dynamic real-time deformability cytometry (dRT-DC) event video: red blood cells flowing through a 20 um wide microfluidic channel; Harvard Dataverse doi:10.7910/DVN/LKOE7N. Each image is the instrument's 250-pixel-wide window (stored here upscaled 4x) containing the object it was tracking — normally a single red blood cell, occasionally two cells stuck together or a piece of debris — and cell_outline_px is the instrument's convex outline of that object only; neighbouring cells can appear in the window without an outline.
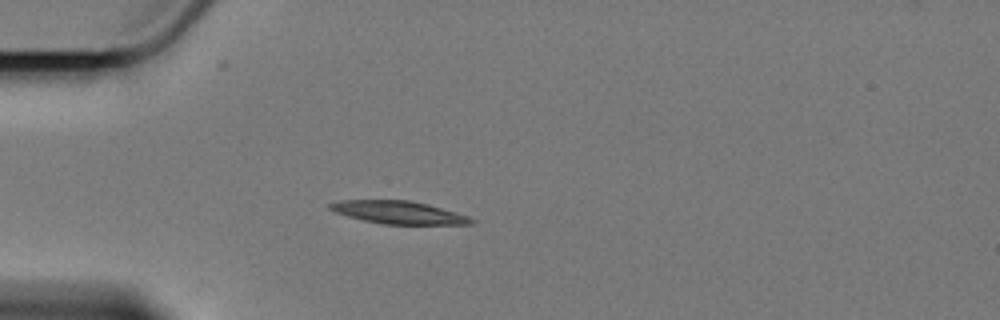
{"species": "Egyptian fruit bat (a non-hibernating species)", "species_latin": "Rousettus aegyptiacus", "temperature_condition": "cold", "stored_images_in_passage": 5, "camera_frame_rate_fps": 3000, "um_per_image_px": 0.085, "animal": {"sex": "female"}, "frame": {"image": 1, "passage_image": 5, "time_ms": 4.667, "image_size_px": [1000, 320], "cell_outline_px": [[476, 224], [384, 224], [364, 220], [348, 216], [336, 212], [328, 208], [328, 204], [340, 200], [408, 200], [428, 204], [456, 212], [468, 216], [476, 220]], "centroid_in_image_um": [33.91, 18.05], "position_along_channel_um": 51.1, "area_um2": 18.67}}